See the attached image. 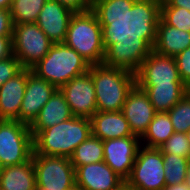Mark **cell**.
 <instances>
[{"label":"cell","instance_id":"6da1fadb","mask_svg":"<svg viewBox=\"0 0 190 190\" xmlns=\"http://www.w3.org/2000/svg\"><path fill=\"white\" fill-rule=\"evenodd\" d=\"M130 28L125 5L97 4L72 15L64 43L90 65L102 64L123 50Z\"/></svg>","mask_w":190,"mask_h":190},{"label":"cell","instance_id":"7a4b0ae2","mask_svg":"<svg viewBox=\"0 0 190 190\" xmlns=\"http://www.w3.org/2000/svg\"><path fill=\"white\" fill-rule=\"evenodd\" d=\"M88 72L95 87L97 111H121L127 94L136 84L128 53L123 49L106 63L90 65Z\"/></svg>","mask_w":190,"mask_h":190},{"label":"cell","instance_id":"3957f363","mask_svg":"<svg viewBox=\"0 0 190 190\" xmlns=\"http://www.w3.org/2000/svg\"><path fill=\"white\" fill-rule=\"evenodd\" d=\"M123 49L131 58L138 87L184 84L175 57L156 53L131 28L126 33Z\"/></svg>","mask_w":190,"mask_h":190},{"label":"cell","instance_id":"277c9868","mask_svg":"<svg viewBox=\"0 0 190 190\" xmlns=\"http://www.w3.org/2000/svg\"><path fill=\"white\" fill-rule=\"evenodd\" d=\"M91 134L90 119L73 116L67 121L39 131L33 137L34 153L70 158L75 148Z\"/></svg>","mask_w":190,"mask_h":190},{"label":"cell","instance_id":"5b68a950","mask_svg":"<svg viewBox=\"0 0 190 190\" xmlns=\"http://www.w3.org/2000/svg\"><path fill=\"white\" fill-rule=\"evenodd\" d=\"M131 29L160 55L175 57L190 47V32L165 24L152 10L140 12Z\"/></svg>","mask_w":190,"mask_h":190},{"label":"cell","instance_id":"8992f818","mask_svg":"<svg viewBox=\"0 0 190 190\" xmlns=\"http://www.w3.org/2000/svg\"><path fill=\"white\" fill-rule=\"evenodd\" d=\"M90 64L65 43H54L31 69L39 78L60 89L71 79L88 72Z\"/></svg>","mask_w":190,"mask_h":190},{"label":"cell","instance_id":"52a82bcc","mask_svg":"<svg viewBox=\"0 0 190 190\" xmlns=\"http://www.w3.org/2000/svg\"><path fill=\"white\" fill-rule=\"evenodd\" d=\"M166 186L163 154L159 148L141 145L129 178L128 190H163Z\"/></svg>","mask_w":190,"mask_h":190},{"label":"cell","instance_id":"ba28073f","mask_svg":"<svg viewBox=\"0 0 190 190\" xmlns=\"http://www.w3.org/2000/svg\"><path fill=\"white\" fill-rule=\"evenodd\" d=\"M33 135L18 120H0V159L3 167L19 165L32 158Z\"/></svg>","mask_w":190,"mask_h":190},{"label":"cell","instance_id":"9c48e42d","mask_svg":"<svg viewBox=\"0 0 190 190\" xmlns=\"http://www.w3.org/2000/svg\"><path fill=\"white\" fill-rule=\"evenodd\" d=\"M53 44L36 23L14 25L12 52L23 68L32 69Z\"/></svg>","mask_w":190,"mask_h":190},{"label":"cell","instance_id":"30bf717a","mask_svg":"<svg viewBox=\"0 0 190 190\" xmlns=\"http://www.w3.org/2000/svg\"><path fill=\"white\" fill-rule=\"evenodd\" d=\"M35 190H69L75 185V169L70 158L33 152Z\"/></svg>","mask_w":190,"mask_h":190},{"label":"cell","instance_id":"8fae6325","mask_svg":"<svg viewBox=\"0 0 190 190\" xmlns=\"http://www.w3.org/2000/svg\"><path fill=\"white\" fill-rule=\"evenodd\" d=\"M138 136H128L103 141V161L124 181L132 171L141 146Z\"/></svg>","mask_w":190,"mask_h":190},{"label":"cell","instance_id":"7c38bea8","mask_svg":"<svg viewBox=\"0 0 190 190\" xmlns=\"http://www.w3.org/2000/svg\"><path fill=\"white\" fill-rule=\"evenodd\" d=\"M60 91L73 116L90 119L97 112L95 87L89 72L71 79Z\"/></svg>","mask_w":190,"mask_h":190},{"label":"cell","instance_id":"4fadbf2b","mask_svg":"<svg viewBox=\"0 0 190 190\" xmlns=\"http://www.w3.org/2000/svg\"><path fill=\"white\" fill-rule=\"evenodd\" d=\"M56 90L57 88L50 82L27 69L26 89L19 111V122L30 126Z\"/></svg>","mask_w":190,"mask_h":190},{"label":"cell","instance_id":"5bb4252c","mask_svg":"<svg viewBox=\"0 0 190 190\" xmlns=\"http://www.w3.org/2000/svg\"><path fill=\"white\" fill-rule=\"evenodd\" d=\"M121 111L129 123L131 132L139 138L144 135L156 114L148 94L136 84L127 94Z\"/></svg>","mask_w":190,"mask_h":190},{"label":"cell","instance_id":"9a60e30c","mask_svg":"<svg viewBox=\"0 0 190 190\" xmlns=\"http://www.w3.org/2000/svg\"><path fill=\"white\" fill-rule=\"evenodd\" d=\"M75 185L83 190H123L125 181L104 161L75 169Z\"/></svg>","mask_w":190,"mask_h":190},{"label":"cell","instance_id":"2e32d148","mask_svg":"<svg viewBox=\"0 0 190 190\" xmlns=\"http://www.w3.org/2000/svg\"><path fill=\"white\" fill-rule=\"evenodd\" d=\"M73 11L55 0H47L36 24L53 43H64Z\"/></svg>","mask_w":190,"mask_h":190},{"label":"cell","instance_id":"e0dca14e","mask_svg":"<svg viewBox=\"0 0 190 190\" xmlns=\"http://www.w3.org/2000/svg\"><path fill=\"white\" fill-rule=\"evenodd\" d=\"M27 82V69L23 68L18 74L0 87V120H18L19 111Z\"/></svg>","mask_w":190,"mask_h":190},{"label":"cell","instance_id":"ac0fdd59","mask_svg":"<svg viewBox=\"0 0 190 190\" xmlns=\"http://www.w3.org/2000/svg\"><path fill=\"white\" fill-rule=\"evenodd\" d=\"M90 122L92 135L100 138L102 141L135 136L131 132L129 123L122 111H97L90 118Z\"/></svg>","mask_w":190,"mask_h":190},{"label":"cell","instance_id":"d6986e66","mask_svg":"<svg viewBox=\"0 0 190 190\" xmlns=\"http://www.w3.org/2000/svg\"><path fill=\"white\" fill-rule=\"evenodd\" d=\"M73 117L64 94L57 89L48 102L41 108L37 118L29 126L33 137L41 130L64 122Z\"/></svg>","mask_w":190,"mask_h":190},{"label":"cell","instance_id":"ffe728a7","mask_svg":"<svg viewBox=\"0 0 190 190\" xmlns=\"http://www.w3.org/2000/svg\"><path fill=\"white\" fill-rule=\"evenodd\" d=\"M36 173L32 158L19 165L3 167L0 190H35Z\"/></svg>","mask_w":190,"mask_h":190},{"label":"cell","instance_id":"44dd1931","mask_svg":"<svg viewBox=\"0 0 190 190\" xmlns=\"http://www.w3.org/2000/svg\"><path fill=\"white\" fill-rule=\"evenodd\" d=\"M139 88L148 94L156 112H168L188 92L185 84H164Z\"/></svg>","mask_w":190,"mask_h":190},{"label":"cell","instance_id":"7402d4cb","mask_svg":"<svg viewBox=\"0 0 190 190\" xmlns=\"http://www.w3.org/2000/svg\"><path fill=\"white\" fill-rule=\"evenodd\" d=\"M174 132L168 113L156 112L146 132L140 138L141 141H144L141 145L158 148L165 143Z\"/></svg>","mask_w":190,"mask_h":190},{"label":"cell","instance_id":"603a6c76","mask_svg":"<svg viewBox=\"0 0 190 190\" xmlns=\"http://www.w3.org/2000/svg\"><path fill=\"white\" fill-rule=\"evenodd\" d=\"M103 159V141L92 134L75 148L74 153L70 157L74 169L86 164L103 161Z\"/></svg>","mask_w":190,"mask_h":190},{"label":"cell","instance_id":"cb8c5ba5","mask_svg":"<svg viewBox=\"0 0 190 190\" xmlns=\"http://www.w3.org/2000/svg\"><path fill=\"white\" fill-rule=\"evenodd\" d=\"M47 0H14L10 8L13 25L35 23Z\"/></svg>","mask_w":190,"mask_h":190},{"label":"cell","instance_id":"d4e9b609","mask_svg":"<svg viewBox=\"0 0 190 190\" xmlns=\"http://www.w3.org/2000/svg\"><path fill=\"white\" fill-rule=\"evenodd\" d=\"M166 186L186 182L190 157L163 154Z\"/></svg>","mask_w":190,"mask_h":190},{"label":"cell","instance_id":"484cf974","mask_svg":"<svg viewBox=\"0 0 190 190\" xmlns=\"http://www.w3.org/2000/svg\"><path fill=\"white\" fill-rule=\"evenodd\" d=\"M165 24L190 32V11L181 7H153L151 9Z\"/></svg>","mask_w":190,"mask_h":190},{"label":"cell","instance_id":"4316f807","mask_svg":"<svg viewBox=\"0 0 190 190\" xmlns=\"http://www.w3.org/2000/svg\"><path fill=\"white\" fill-rule=\"evenodd\" d=\"M167 113L174 131L186 133L190 129V93L187 92Z\"/></svg>","mask_w":190,"mask_h":190},{"label":"cell","instance_id":"83f0119b","mask_svg":"<svg viewBox=\"0 0 190 190\" xmlns=\"http://www.w3.org/2000/svg\"><path fill=\"white\" fill-rule=\"evenodd\" d=\"M158 148L162 154H176L180 157H190V145L185 133L174 132L173 135Z\"/></svg>","mask_w":190,"mask_h":190},{"label":"cell","instance_id":"f1b7e54d","mask_svg":"<svg viewBox=\"0 0 190 190\" xmlns=\"http://www.w3.org/2000/svg\"><path fill=\"white\" fill-rule=\"evenodd\" d=\"M22 69L23 67L13 54L8 58L0 60V87Z\"/></svg>","mask_w":190,"mask_h":190},{"label":"cell","instance_id":"f546056e","mask_svg":"<svg viewBox=\"0 0 190 190\" xmlns=\"http://www.w3.org/2000/svg\"><path fill=\"white\" fill-rule=\"evenodd\" d=\"M165 0H127L126 13L131 22L140 12L151 10L155 5Z\"/></svg>","mask_w":190,"mask_h":190},{"label":"cell","instance_id":"4dcf8cb0","mask_svg":"<svg viewBox=\"0 0 190 190\" xmlns=\"http://www.w3.org/2000/svg\"><path fill=\"white\" fill-rule=\"evenodd\" d=\"M177 69L181 81L187 86H190V47L175 56Z\"/></svg>","mask_w":190,"mask_h":190},{"label":"cell","instance_id":"1f68e13d","mask_svg":"<svg viewBox=\"0 0 190 190\" xmlns=\"http://www.w3.org/2000/svg\"><path fill=\"white\" fill-rule=\"evenodd\" d=\"M74 13L91 10L98 3L95 0H55Z\"/></svg>","mask_w":190,"mask_h":190},{"label":"cell","instance_id":"d6a6232c","mask_svg":"<svg viewBox=\"0 0 190 190\" xmlns=\"http://www.w3.org/2000/svg\"><path fill=\"white\" fill-rule=\"evenodd\" d=\"M13 28L10 10L0 9V37H12Z\"/></svg>","mask_w":190,"mask_h":190},{"label":"cell","instance_id":"836d02e7","mask_svg":"<svg viewBox=\"0 0 190 190\" xmlns=\"http://www.w3.org/2000/svg\"><path fill=\"white\" fill-rule=\"evenodd\" d=\"M12 54V37H0V60L8 58Z\"/></svg>","mask_w":190,"mask_h":190},{"label":"cell","instance_id":"e575fe53","mask_svg":"<svg viewBox=\"0 0 190 190\" xmlns=\"http://www.w3.org/2000/svg\"><path fill=\"white\" fill-rule=\"evenodd\" d=\"M154 7H181L190 11V0H165Z\"/></svg>","mask_w":190,"mask_h":190},{"label":"cell","instance_id":"d590c367","mask_svg":"<svg viewBox=\"0 0 190 190\" xmlns=\"http://www.w3.org/2000/svg\"><path fill=\"white\" fill-rule=\"evenodd\" d=\"M163 190H190L186 182L165 186Z\"/></svg>","mask_w":190,"mask_h":190},{"label":"cell","instance_id":"8d00e7d4","mask_svg":"<svg viewBox=\"0 0 190 190\" xmlns=\"http://www.w3.org/2000/svg\"><path fill=\"white\" fill-rule=\"evenodd\" d=\"M98 4L125 5L124 0H95Z\"/></svg>","mask_w":190,"mask_h":190},{"label":"cell","instance_id":"74e56055","mask_svg":"<svg viewBox=\"0 0 190 190\" xmlns=\"http://www.w3.org/2000/svg\"><path fill=\"white\" fill-rule=\"evenodd\" d=\"M12 0H0V9L10 10Z\"/></svg>","mask_w":190,"mask_h":190},{"label":"cell","instance_id":"f35d334b","mask_svg":"<svg viewBox=\"0 0 190 190\" xmlns=\"http://www.w3.org/2000/svg\"><path fill=\"white\" fill-rule=\"evenodd\" d=\"M186 183H187V185L190 187V165H189V169H188V172H187Z\"/></svg>","mask_w":190,"mask_h":190},{"label":"cell","instance_id":"ab89813d","mask_svg":"<svg viewBox=\"0 0 190 190\" xmlns=\"http://www.w3.org/2000/svg\"><path fill=\"white\" fill-rule=\"evenodd\" d=\"M185 134L190 145V129Z\"/></svg>","mask_w":190,"mask_h":190},{"label":"cell","instance_id":"60d3db41","mask_svg":"<svg viewBox=\"0 0 190 190\" xmlns=\"http://www.w3.org/2000/svg\"><path fill=\"white\" fill-rule=\"evenodd\" d=\"M69 190H83V189H81L79 186H77V185H74L71 189H69Z\"/></svg>","mask_w":190,"mask_h":190},{"label":"cell","instance_id":"b9f144b4","mask_svg":"<svg viewBox=\"0 0 190 190\" xmlns=\"http://www.w3.org/2000/svg\"><path fill=\"white\" fill-rule=\"evenodd\" d=\"M3 169V165H2V162H1V159H0V171Z\"/></svg>","mask_w":190,"mask_h":190}]
</instances>
